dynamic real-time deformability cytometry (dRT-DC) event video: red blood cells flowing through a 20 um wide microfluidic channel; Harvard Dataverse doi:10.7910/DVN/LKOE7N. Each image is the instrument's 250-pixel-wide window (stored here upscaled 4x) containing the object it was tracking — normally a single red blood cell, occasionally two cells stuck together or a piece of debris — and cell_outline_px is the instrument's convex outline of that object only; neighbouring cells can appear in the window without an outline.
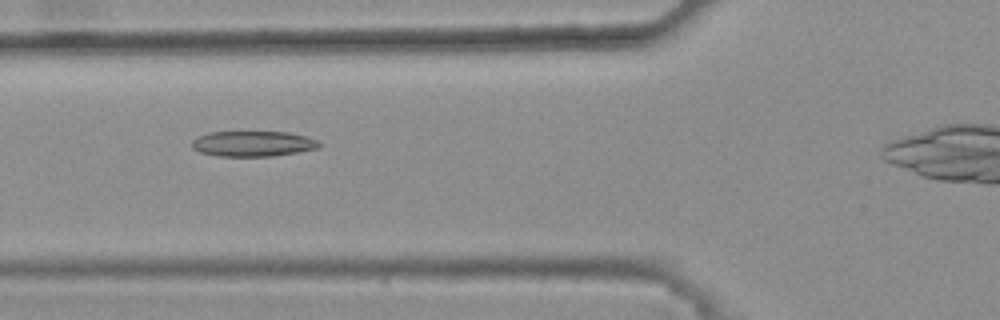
{"species": "common noctule bat (a hibernating species)", "species_latin": "Nyctalus noctula", "temperature_condition": "warm", "stored_images_in_passage": 5, "camera_frame_rate_fps": 3000, "um_per_image_px": 0.085, "animal": {"sex": "female", "body_mass_g": 25.1}, "frame": {"image": 1, "passage_image": 2, "time_ms": 0.333, "image_size_px": [1000, 320], "cell_outline_px": [[324, 144], [316, 148], [296, 152], [272, 156], [216, 156], [200, 152], [192, 148], [192, 140], [196, 136], [208, 132], [288, 132], [308, 136]], "centroid_in_image_um": [21.48, 12.21], "position_along_channel_um": 104.3, "area_um2": 18.96}}
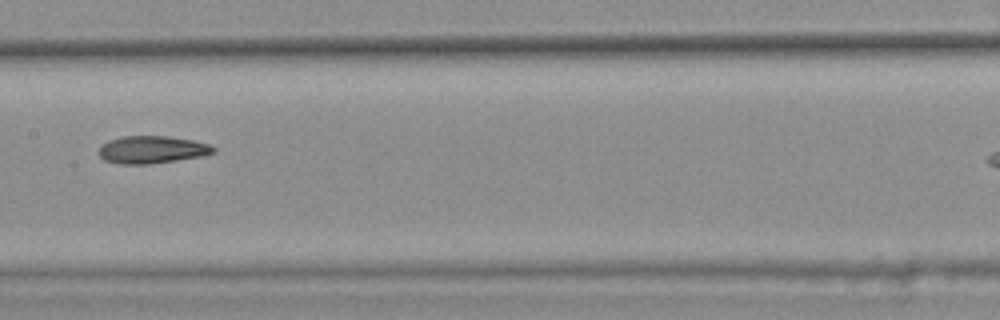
{"frame": {"image": 2, "passage_image": 4, "time_ms": 1.0, "image_size_px": [1000, 320], "cell_outline_px": [[216, 152], [200, 156], [176, 160], [148, 164], [120, 164], [104, 160], [100, 156], [100, 148], [108, 140], [124, 136], [168, 136], [192, 140], [208, 144], [216, 148]], "centroid_in_image_um": [12.92, 12.72], "position_along_channel_um": 194.5, "area_um2": 18.15}}
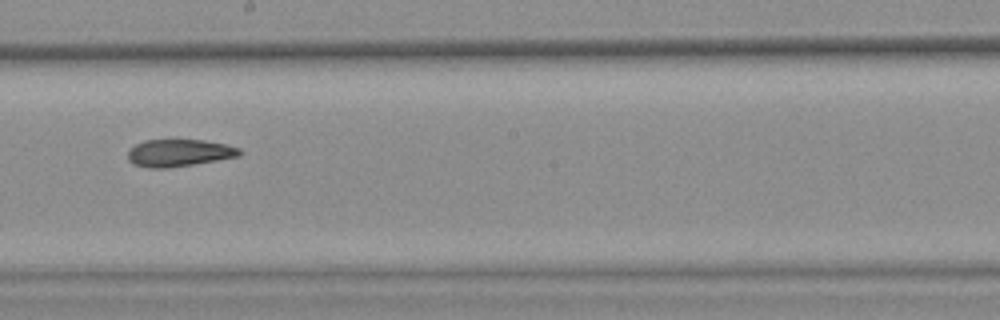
{"frame": {"image": 3, "passage_image": 5, "time_ms": 1.333, "image_size_px": [1000, 320], "cell_outline_px": [[244, 152], [240, 156], [168, 168], [148, 168], [132, 164], [128, 160], [128, 152], [136, 144], [144, 140], [204, 140], [224, 144], [240, 148]], "centroid_in_image_um": [15.22, 13.0], "position_along_channel_um": 233.0, "area_um2": 17.69}}